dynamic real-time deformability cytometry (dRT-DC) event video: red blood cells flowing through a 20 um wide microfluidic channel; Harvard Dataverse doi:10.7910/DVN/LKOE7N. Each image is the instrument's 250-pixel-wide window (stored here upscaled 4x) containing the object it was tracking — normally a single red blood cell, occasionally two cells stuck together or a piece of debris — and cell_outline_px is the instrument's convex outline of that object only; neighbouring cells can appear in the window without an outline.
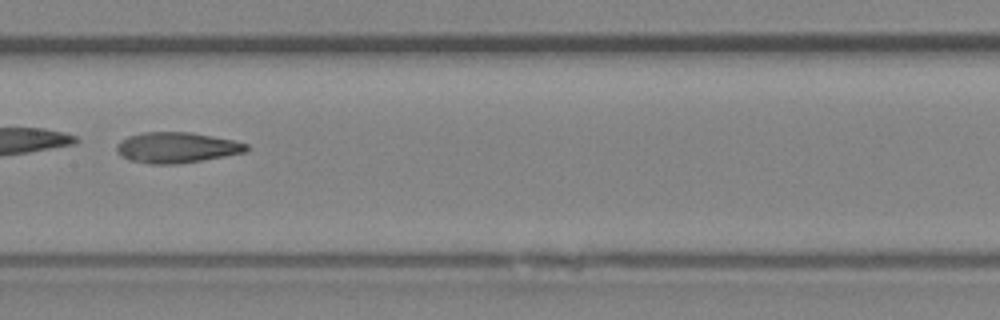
{"species": "Egyptian fruit bat (a non-hibernating species)", "species_latin": "Rousettus aegyptiacus", "temperature_condition": "room temperature", "stored_images_in_passage": 16, "camera_frame_rate_fps": 3000, "um_per_image_px": 0.085, "animal": {"sex": "female"}, "frame": {"image": 1, "passage_image": 13, "time_ms": 4.0, "image_size_px": [1000, 320], "cell_outline_px": [[248, 152], [176, 164], [152, 164], [128, 160], [120, 156], [116, 152], [116, 144], [120, 140], [128, 136], [144, 132], [192, 132], [232, 140], [248, 144]], "centroid_in_image_um": [14.97, 12.54], "position_along_channel_um": 192.4, "area_um2": 23.24}}